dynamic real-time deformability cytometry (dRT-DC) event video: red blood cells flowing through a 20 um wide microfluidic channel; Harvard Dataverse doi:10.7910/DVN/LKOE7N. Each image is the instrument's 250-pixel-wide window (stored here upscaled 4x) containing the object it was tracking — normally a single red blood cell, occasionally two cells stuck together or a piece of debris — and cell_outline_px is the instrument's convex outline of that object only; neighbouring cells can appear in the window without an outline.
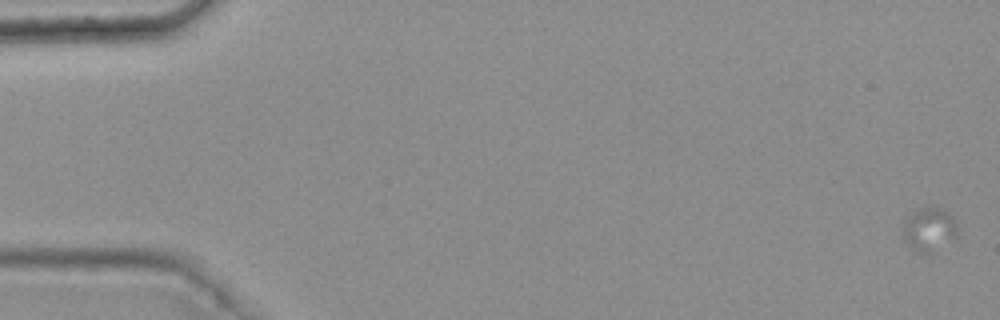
{"species": "common noctule bat (a hibernating species)", "species_latin": "Nyctalus noctula", "temperature_condition": "warm", "stored_images_in_passage": 6, "camera_frame_rate_fps": 3000, "um_per_image_px": 0.085, "animal": {"sex": "female", "body_mass_g": 25.1}, "frame": {"image": 1, "passage_image": 1, "time_ms": 0.0, "image_size_px": [1000, 320], "cell_outline_px": [[960, 228], [956, 236], [932, 252], [920, 252], [912, 248], [904, 236], [904, 216], [920, 208], [944, 208], [952, 216]], "centroid_in_image_um": [79.01, 19.45], "position_along_channel_um": 6.0, "area_um2": 13.64}}
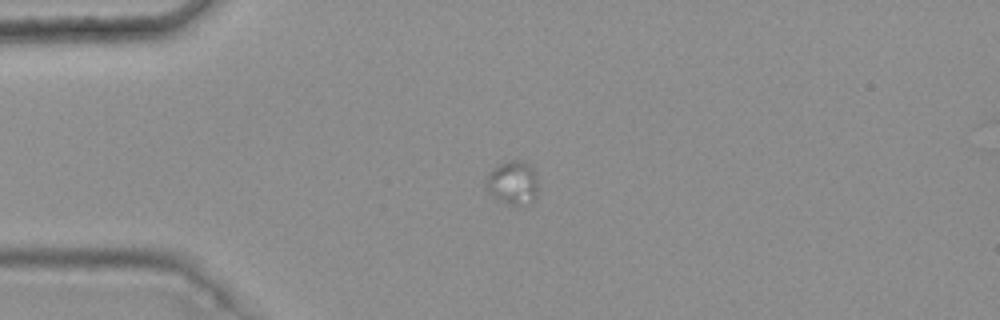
{"frame": {"image": 2, "passage_image": 5, "time_ms": 1.333, "image_size_px": [1000, 320], "cell_outline_px": [[536, 200], [516, 204], [504, 204], [496, 200], [484, 188], [484, 180], [492, 168], [500, 164], [512, 160], [520, 160], [528, 164], [532, 168], [536, 176]], "centroid_in_image_um": [43.51, 15.54], "position_along_channel_um": 41.5, "area_um2": 13.29}}